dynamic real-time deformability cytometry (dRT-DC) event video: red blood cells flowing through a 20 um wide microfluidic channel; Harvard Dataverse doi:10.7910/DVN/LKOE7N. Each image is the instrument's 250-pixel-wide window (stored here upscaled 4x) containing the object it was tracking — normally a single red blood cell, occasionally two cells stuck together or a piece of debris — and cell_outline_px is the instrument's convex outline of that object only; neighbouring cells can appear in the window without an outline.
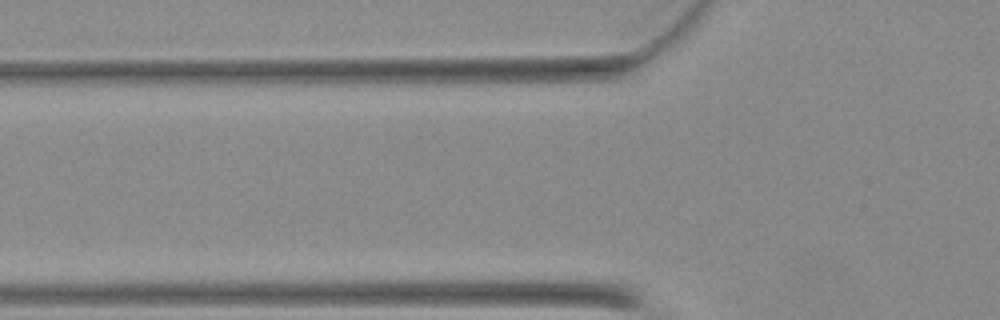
{"species": "Egyptian fruit bat (a non-hibernating species)", "species_latin": "Rousettus aegyptiacus", "temperature_condition": "warm", "stored_images_in_passage": 5, "camera_frame_rate_fps": 3000, "um_per_image_px": 0.085, "animal": {"sex": "female"}, "frame": {"image": 1, "passage_image": 2, "time_ms": 0.333, "image_size_px": [1000, 320], "cell_outline_px": [[596, 248], [592, 252], [488, 252], [456, 248], [456, 244], [464, 240], [572, 240], [592, 244]], "centroid_in_image_um": [44.73, 20.91], "position_along_channel_um": 81.1, "area_um2": 11.04}}